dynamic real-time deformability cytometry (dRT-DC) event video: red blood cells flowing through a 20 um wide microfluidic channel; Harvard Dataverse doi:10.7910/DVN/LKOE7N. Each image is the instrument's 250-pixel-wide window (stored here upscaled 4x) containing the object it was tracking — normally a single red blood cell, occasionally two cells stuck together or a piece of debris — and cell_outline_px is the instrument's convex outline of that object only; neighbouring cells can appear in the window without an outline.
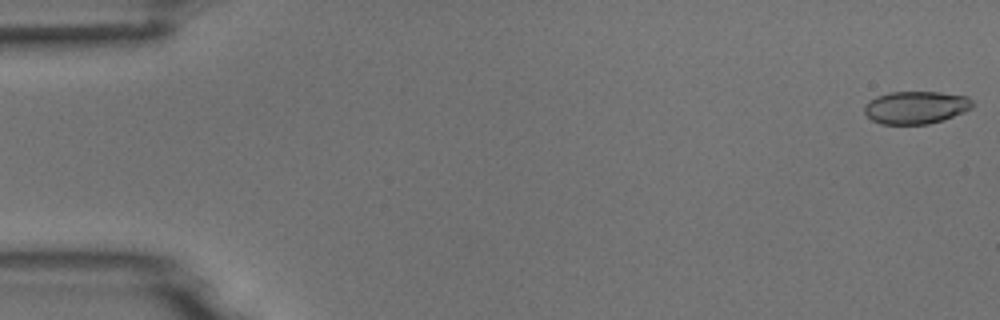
{"species": "common noctule bat (a hibernating species)", "species_latin": "Nyctalus noctula", "temperature_condition": "room temperature", "stored_images_in_passage": 5, "camera_frame_rate_fps": 3000, "um_per_image_px": 0.085, "animal": {"sex": "male", "body_mass_g": 18.8}, "frame": {"image": 1, "passage_image": 1, "time_ms": 0.0, "image_size_px": [1000, 320], "cell_outline_px": [[972, 108], [964, 112], [928, 124], [880, 124], [872, 120], [864, 112], [864, 108], [868, 100], [876, 96], [888, 92], [940, 92], [968, 96], [972, 100]], "centroid_in_image_um": [77.82, 9.12], "position_along_channel_um": 7.2, "area_um2": 20.58}}
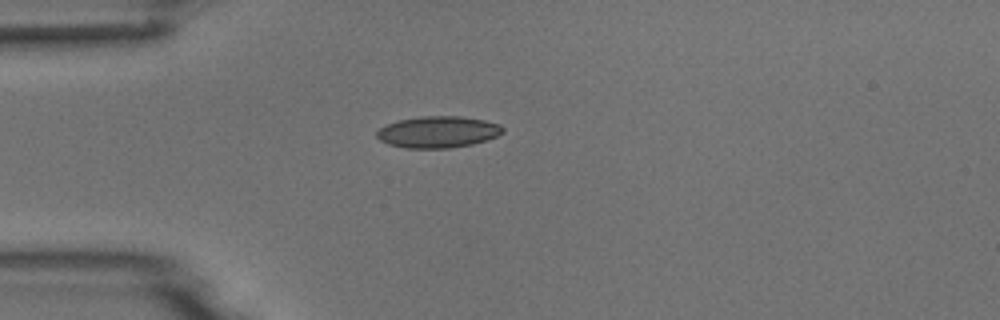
{"frame": {"image": 2, "passage_image": 4, "time_ms": 1.0, "image_size_px": [1000, 320], "cell_outline_px": [[504, 132], [496, 136], [472, 144], [448, 148], [404, 148], [388, 144], [380, 140], [376, 136], [376, 132], [380, 128], [388, 124], [400, 120], [420, 116], [460, 116], [484, 120], [500, 124], [504, 128]], "centroid_in_image_um": [37.22, 11.21], "position_along_channel_um": 47.8, "area_um2": 23.06}}